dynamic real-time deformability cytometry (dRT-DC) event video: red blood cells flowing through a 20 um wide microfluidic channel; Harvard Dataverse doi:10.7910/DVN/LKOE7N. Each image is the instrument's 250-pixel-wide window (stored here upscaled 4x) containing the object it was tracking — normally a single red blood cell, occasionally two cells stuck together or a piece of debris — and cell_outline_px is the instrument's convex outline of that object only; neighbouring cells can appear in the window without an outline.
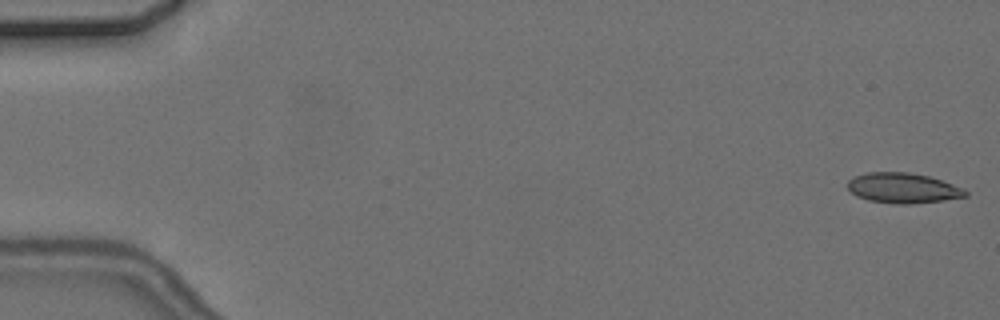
{"species": "common noctule bat (a hibernating species)", "species_latin": "Nyctalus noctula", "temperature_condition": "cold", "stored_images_in_passage": 2, "camera_frame_rate_fps": 3000, "um_per_image_px": 0.085, "animal": {"sex": "female", "body_mass_g": 24.6, "forearm_length_mm": 56.2}, "frame": {"image": 1, "passage_image": 2, "time_ms": 1.333, "image_size_px": [1000, 320], "cell_outline_px": [[968, 196], [944, 200], [912, 204], [896, 204], [868, 200], [856, 196], [848, 188], [848, 180], [852, 176], [868, 172], [908, 172], [928, 176], [964, 188], [968, 192]], "centroid_in_image_um": [76.74, 15.98], "position_along_channel_um": 8.3, "area_um2": 20.81}}